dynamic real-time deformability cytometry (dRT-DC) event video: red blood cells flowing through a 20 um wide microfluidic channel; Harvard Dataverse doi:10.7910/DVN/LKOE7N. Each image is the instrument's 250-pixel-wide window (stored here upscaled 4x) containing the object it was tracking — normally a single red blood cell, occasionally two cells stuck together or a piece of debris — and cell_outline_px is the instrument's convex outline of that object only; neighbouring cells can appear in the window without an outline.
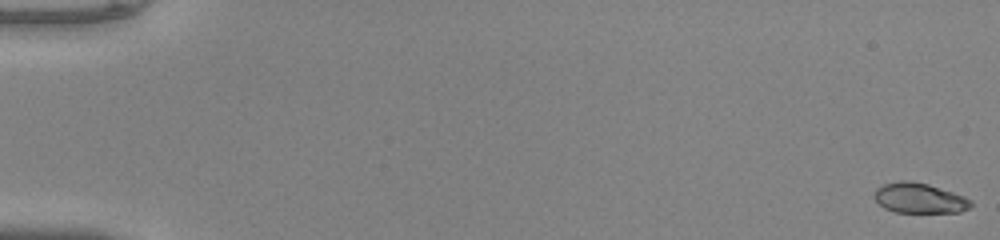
{"species": "common noctule bat (a hibernating species)", "species_latin": "Nyctalus noctula", "temperature_condition": "warm", "stored_images_in_passage": 52, "camera_frame_rate_fps": 3000, "um_per_image_px": 0.085, "animal": {"sex": "male", "body_mass_g": 20.0, "forearm_length_mm": 53.3}, "frame": {"image": 1, "passage_image": 1, "time_ms": 0.0, "image_size_px": [1000, 240], "cell_outline_px": [[972, 204], [968, 208], [960, 212], [896, 212], [884, 208], [876, 200], [876, 188], [884, 184], [904, 180], [908, 180], [928, 184], [964, 196], [972, 200]], "centroid_in_image_um": [78.17, 16.84], "position_along_channel_um": 6.8, "area_um2": 16.7}}
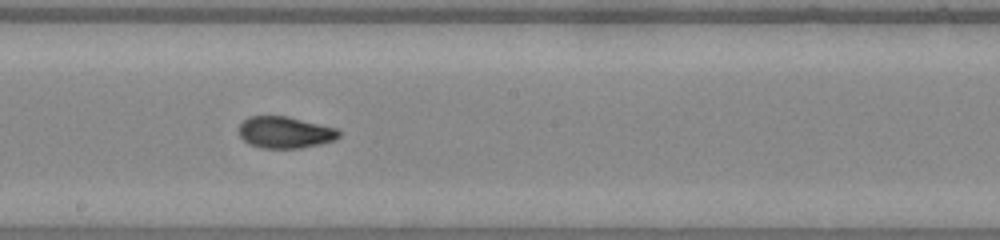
{"frame": {"image": 2, "passage_image": 30, "time_ms": 9.667, "image_size_px": [1000, 240], "cell_outline_px": [[340, 136], [332, 140], [320, 144], [300, 148], [260, 148], [248, 144], [240, 136], [240, 124], [248, 116], [288, 116], [336, 128], [340, 132]], "centroid_in_image_um": [24.21, 11.25], "position_along_channel_um": 224.0, "area_um2": 18.38}}
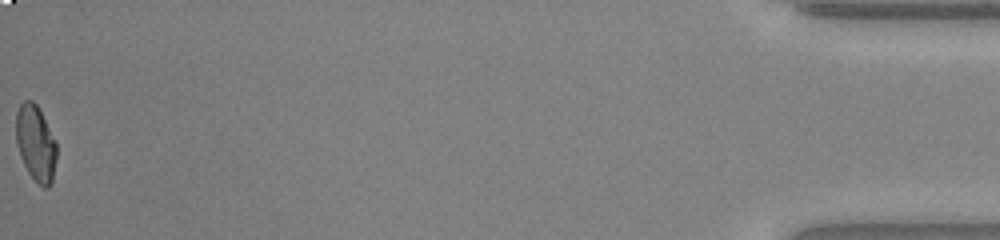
{"frame": {"image": 3, "passage_image": 52, "time_ms": 17.0, "image_size_px": [1000, 240], "cell_outline_px": [[56, 160], [52, 180], [48, 188], [44, 188], [28, 172], [20, 156], [16, 144], [16, 112], [20, 104], [24, 100], [32, 100], [36, 104], [56, 140]], "centroid_in_image_um": [3.03, 12.15], "position_along_channel_um": 432.2, "area_um2": 17.86}, "authors_computed_cell_mechanics": {"area_um2": 18.2648, "velocity_mm_per_s": 4.1256, "shape_relaxation_time_tau1_ms": 3.9763, "shape_relaxation_time_tau2_ms": 0.9226, "deformation_change_tau1": 0.2095, "deformation_change_tau2": 0.0625}}